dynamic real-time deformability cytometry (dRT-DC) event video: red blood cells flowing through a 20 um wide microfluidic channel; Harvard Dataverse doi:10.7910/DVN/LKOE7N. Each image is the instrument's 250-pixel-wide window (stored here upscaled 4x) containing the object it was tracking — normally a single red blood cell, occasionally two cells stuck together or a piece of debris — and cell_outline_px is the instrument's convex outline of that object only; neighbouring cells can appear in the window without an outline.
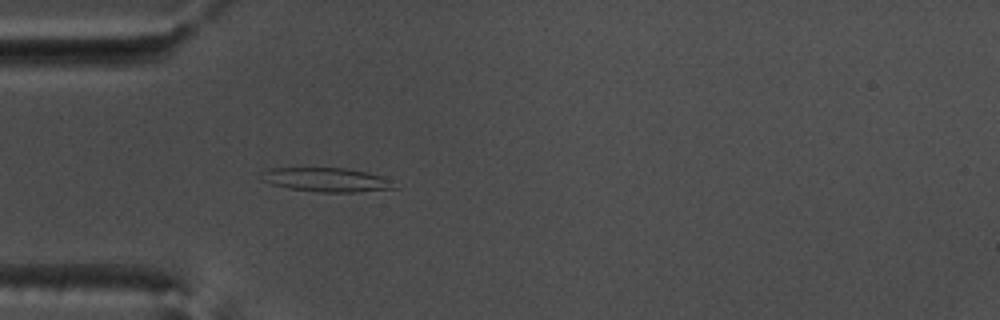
{"species": "common noctule bat (a hibernating species)", "species_latin": "Nyctalus noctula", "temperature_condition": "warm", "stored_images_in_passage": 54, "camera_frame_rate_fps": 3000, "um_per_image_px": 0.085, "animal": {"sex": "male", "body_mass_g": 17.5, "forearm_length_mm": 52.3}, "frame": {"image": 1, "passage_image": 16, "time_ms": 5.0, "image_size_px": [1000, 320], "cell_outline_px": [[400, 188], [352, 192], [320, 192], [288, 188], [272, 184], [260, 180], [260, 172], [268, 168], [344, 168], [364, 172], [380, 176]], "centroid_in_image_um": [27.65, 15.28], "position_along_channel_um": 57.3, "area_um2": 18.44}}
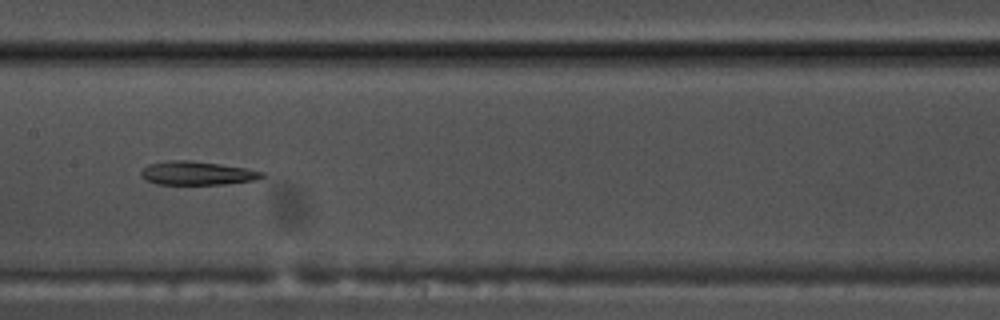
{"frame": {"image": 2, "passage_image": 27, "time_ms": 8.667, "image_size_px": [1000, 320], "cell_outline_px": [[264, 176], [252, 180], [224, 184], [156, 184], [140, 176], [140, 172], [148, 164], [172, 160], [192, 160], [248, 168], [264, 172]], "centroid_in_image_um": [16.74, 14.71], "position_along_channel_um": 190.7, "area_um2": 16.53}}
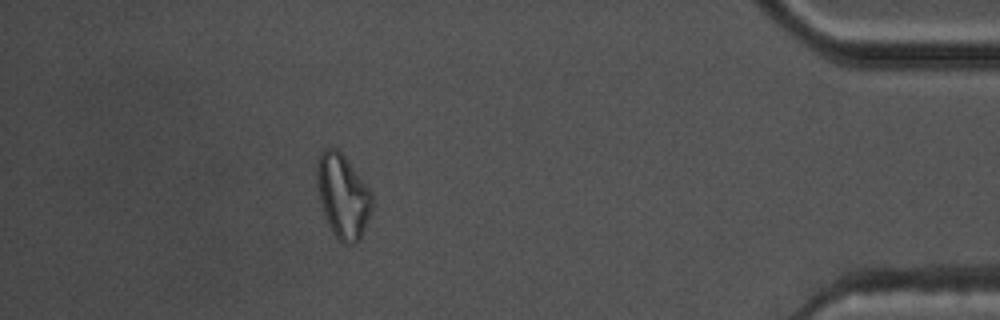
{"frame": {"image": 3, "passage_image": 48, "time_ms": 15.667, "image_size_px": [1000, 320], "cell_outline_px": [[372, 208], [360, 240], [356, 244], [344, 244], [336, 236], [328, 224], [320, 204], [316, 188], [316, 160], [320, 152], [324, 148], [336, 148], [344, 156], [368, 188], [372, 196]], "centroid_in_image_um": [29.1, 16.66], "position_along_channel_um": 406.1, "area_um2": 26.93}, "authors_computed_cell_mechanics": {"area_um2": 19.8543, "velocity_mm_per_s": 3.7761, "shape_relaxation_time_tau1_ms": null, "shape_relaxation_time_tau2_ms": 4.3912, "deformation_change_tau1": null, "deformation_change_tau2": 0.1556}}